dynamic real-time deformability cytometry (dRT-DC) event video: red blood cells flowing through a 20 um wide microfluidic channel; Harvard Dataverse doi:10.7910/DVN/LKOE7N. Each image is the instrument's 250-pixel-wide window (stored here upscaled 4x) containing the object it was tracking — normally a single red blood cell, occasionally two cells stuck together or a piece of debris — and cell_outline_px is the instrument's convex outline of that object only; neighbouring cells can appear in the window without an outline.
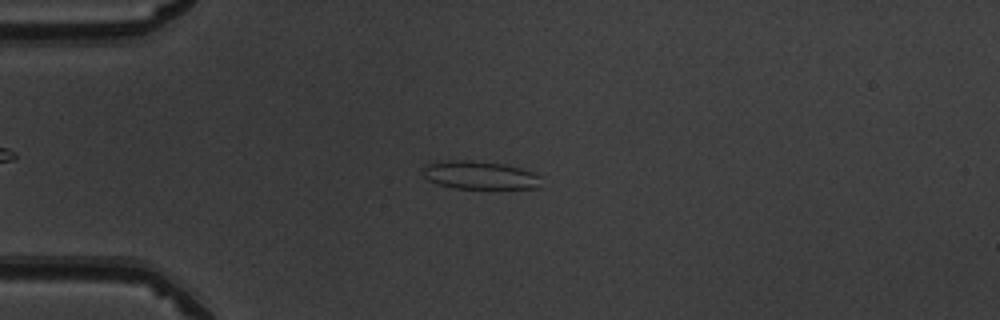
{"species": "common noctule bat (a hibernating species)", "species_latin": "Nyctalus noctula", "temperature_condition": "warm", "stored_images_in_passage": 51, "camera_frame_rate_fps": 3000, "um_per_image_px": 0.085, "animal": {"sex": "male", "body_mass_g": 19.5, "forearm_length_mm": 54.6}, "frame": {"image": 1, "passage_image": 13, "time_ms": 4.0, "image_size_px": [1000, 320], "cell_outline_px": [[540, 188], [456, 188], [436, 184], [428, 180], [424, 176], [424, 164], [444, 160], [472, 160], [504, 164], [520, 168], [532, 172], [540, 176]], "centroid_in_image_um": [40.76, 14.88], "position_along_channel_um": 44.2, "area_um2": 19.42}}
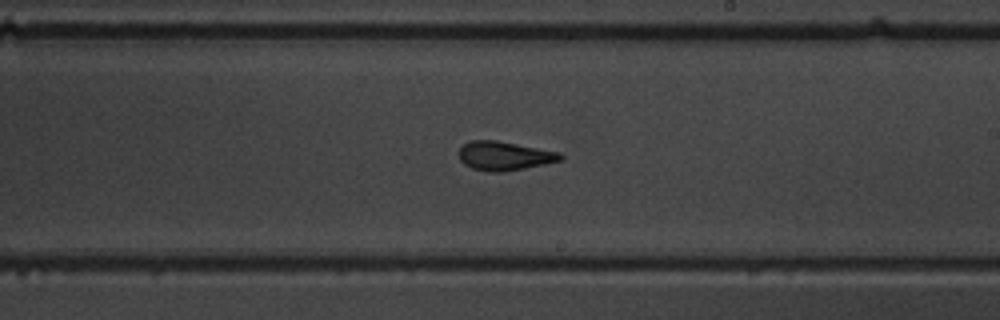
{"frame": {"image": 2, "passage_image": 30, "time_ms": 9.667, "image_size_px": [1000, 320], "cell_outline_px": [[564, 160], [504, 172], [488, 172], [472, 168], [464, 164], [460, 160], [456, 152], [464, 144], [472, 140], [496, 140], [560, 152], [564, 156]], "centroid_in_image_um": [42.86, 13.25], "position_along_channel_um": 246.1, "area_um2": 17.28}}
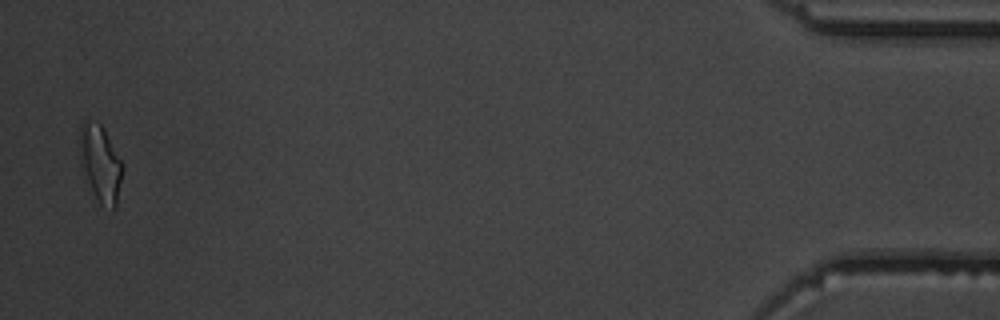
{"frame": {"image": 3, "passage_image": 50, "time_ms": 16.333, "image_size_px": [1000, 320], "cell_outline_px": [[124, 164], [116, 208], [112, 208], [100, 204], [80, 168], [80, 124], [84, 120], [88, 120], [100, 124], [104, 128]], "centroid_in_image_um": [8.54, 13.87], "position_along_channel_um": 426.7, "area_um2": 19.19}, "authors_computed_cell_mechanics": {"area_um2": 17.7446, "velocity_mm_per_s": 3.9755, "shape_relaxation_time_tau1_ms": 10.3809, "shape_relaxation_time_tau2_ms": 2.1064, "deformation_change_tau1": 0.2317, "deformation_change_tau2": 0.1277}}